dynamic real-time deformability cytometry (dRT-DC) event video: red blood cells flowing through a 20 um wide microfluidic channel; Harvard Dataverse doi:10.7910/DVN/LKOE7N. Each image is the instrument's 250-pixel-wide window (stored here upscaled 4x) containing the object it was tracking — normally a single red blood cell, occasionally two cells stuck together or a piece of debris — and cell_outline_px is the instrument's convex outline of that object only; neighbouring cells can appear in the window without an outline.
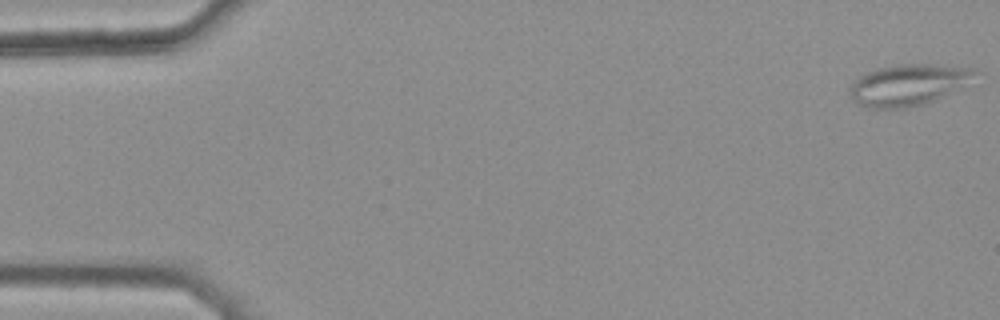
{"species": "common noctule bat (a hibernating species)", "species_latin": "Nyctalus noctula", "temperature_condition": "warm", "stored_images_in_passage": 47, "camera_frame_rate_fps": 3000, "um_per_image_px": 0.085, "animal": {"sex": "female", "body_mass_g": 25.1}, "frame": {"image": 1, "passage_image": 1, "time_ms": 0.0, "image_size_px": [1000, 320], "cell_outline_px": [[980, 72], [936, 100], [924, 104], [904, 108], [868, 108], [860, 104], [848, 92], [848, 88], [852, 80], [876, 68], [896, 64], [932, 64], [976, 68]], "centroid_in_image_um": [77.13, 7.19], "position_along_channel_um": 7.9, "area_um2": 29.77}}
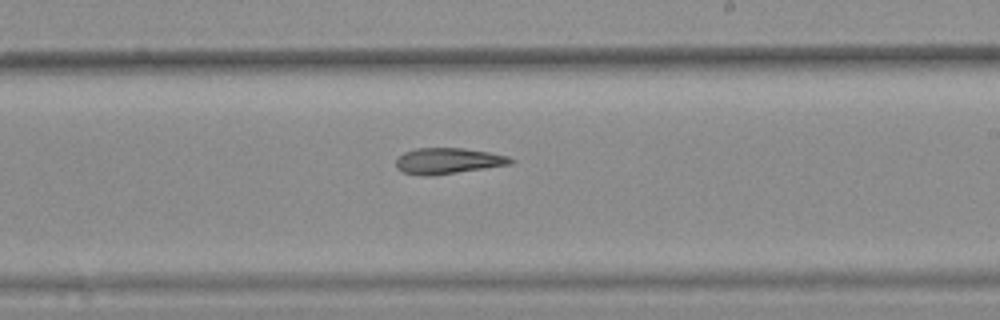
{"frame": {"image": 2, "passage_image": 31, "time_ms": 10.0, "image_size_px": [1000, 320], "cell_outline_px": [[516, 160], [512, 164], [432, 176], [424, 176], [400, 172], [396, 168], [396, 160], [404, 152], [416, 148], [464, 148], [488, 152], [508, 156]], "centroid_in_image_um": [38.07, 13.68], "position_along_channel_um": 250.9, "area_um2": 17.46}}
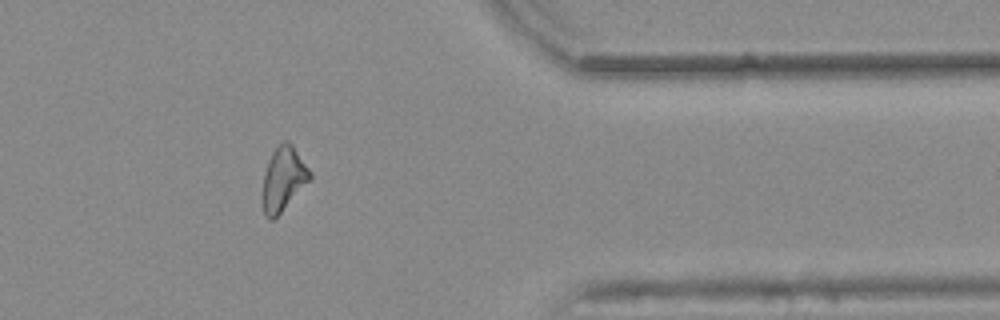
{"frame": {"image": 3, "passage_image": 43, "time_ms": 14.0, "image_size_px": [1000, 320], "cell_outline_px": [[312, 176], [280, 212], [272, 220], [268, 220], [264, 212], [264, 172], [272, 152], [284, 140], [288, 140], [292, 144], [312, 172]], "centroid_in_image_um": [24.1, 15.15], "position_along_channel_um": 387.3, "area_um2": 16.94}}